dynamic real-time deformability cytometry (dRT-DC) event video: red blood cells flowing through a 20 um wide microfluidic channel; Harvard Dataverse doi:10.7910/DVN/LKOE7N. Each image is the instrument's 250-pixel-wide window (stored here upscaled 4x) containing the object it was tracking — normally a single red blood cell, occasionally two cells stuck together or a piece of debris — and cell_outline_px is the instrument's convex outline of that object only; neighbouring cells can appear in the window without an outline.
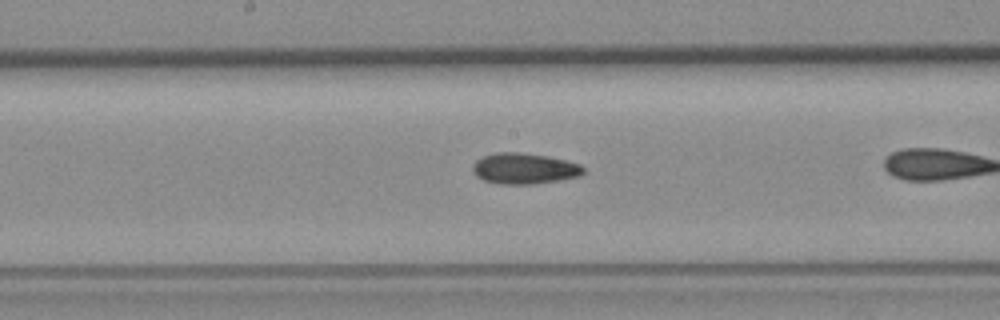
{"species": "common noctule bat (a hibernating species)", "species_latin": "Nyctalus noctula", "temperature_condition": "room temperature", "stored_images_in_passage": 25, "camera_frame_rate_fps": 3000, "um_per_image_px": 0.085, "animal": {"sex": "female", "body_mass_g": 19.3, "forearm_length_mm": 54.1}, "frame": {"image": 1, "passage_image": 11, "time_ms": 3.333, "image_size_px": [1000, 320], "cell_outline_px": [[584, 172], [580, 176], [532, 184], [500, 184], [484, 180], [476, 176], [472, 172], [472, 168], [476, 160], [484, 156], [496, 152], [520, 152], [548, 156], [580, 164], [584, 168]], "centroid_in_image_um": [44.54, 14.32], "position_along_channel_um": 203.7, "area_um2": 19.83}}